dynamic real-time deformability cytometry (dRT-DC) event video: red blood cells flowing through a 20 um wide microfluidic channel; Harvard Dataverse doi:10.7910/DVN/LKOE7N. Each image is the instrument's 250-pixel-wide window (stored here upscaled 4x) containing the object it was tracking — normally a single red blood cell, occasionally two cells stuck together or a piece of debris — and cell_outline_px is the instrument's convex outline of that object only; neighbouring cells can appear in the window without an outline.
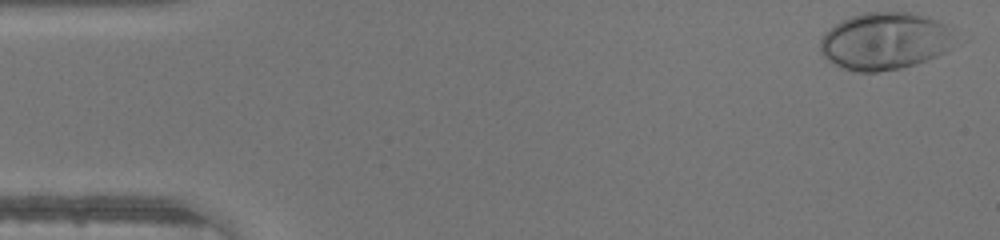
{"species": "human", "species_latin": "Homo sapiens", "temperature_condition": "warm", "stored_images_in_passage": 28, "segment_of_instrument_passage": [1, 2], "camera_frame_rate_fps": 3000, "um_per_image_px": 0.085, "donor": {"sex": "male"}, "frame": {"image": 1, "passage_image": 1, "time_ms": 0.0, "image_size_px": [1000, 240], "cell_outline_px": [[952, 48], [936, 56], [916, 64], [900, 68], [876, 72], [856, 72], [844, 68], [828, 60], [820, 52], [820, 40], [824, 32], [836, 24], [852, 16], [864, 12], [912, 12], [928, 16], [948, 24], [952, 28]], "centroid_in_image_um": [75.23, 3.48], "position_along_channel_um": 9.8, "area_um2": 45.14}}
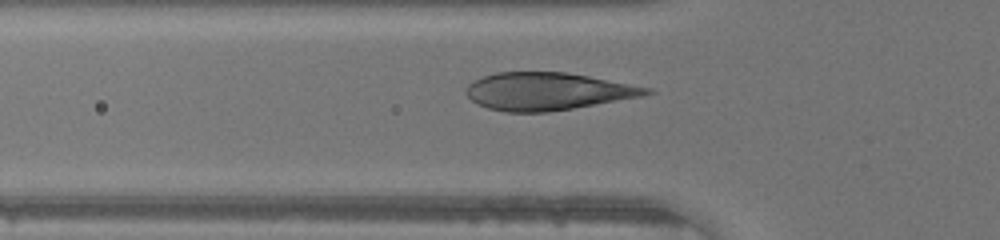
{"frame": {"image": 2, "passage_image": 15, "time_ms": 4.667, "image_size_px": [1000, 240], "cell_outline_px": [[656, 92], [640, 96], [572, 108], [548, 112], [504, 112], [488, 108], [472, 100], [464, 92], [468, 84], [472, 80], [496, 72], [564, 72], [588, 76], [652, 88]], "centroid_in_image_um": [46.5, 7.76], "position_along_channel_um": 79.3, "area_um2": 39.13}}
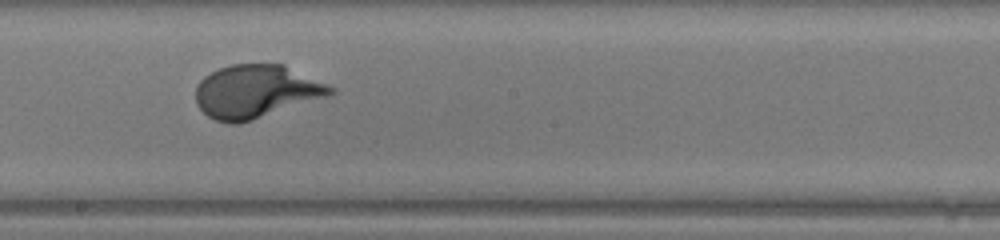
{"frame": {"image": 3, "passage_image": 25, "time_ms": 8.0, "image_size_px": [1000, 240], "cell_outline_px": [[336, 92], [332, 96], [240, 124], [228, 124], [216, 120], [208, 116], [196, 104], [196, 84], [204, 76], [220, 68], [232, 64], [284, 64], [328, 84], [336, 88]], "centroid_in_image_um": [21.81, 7.79], "position_along_channel_um": 226.4, "area_um2": 42.31}}